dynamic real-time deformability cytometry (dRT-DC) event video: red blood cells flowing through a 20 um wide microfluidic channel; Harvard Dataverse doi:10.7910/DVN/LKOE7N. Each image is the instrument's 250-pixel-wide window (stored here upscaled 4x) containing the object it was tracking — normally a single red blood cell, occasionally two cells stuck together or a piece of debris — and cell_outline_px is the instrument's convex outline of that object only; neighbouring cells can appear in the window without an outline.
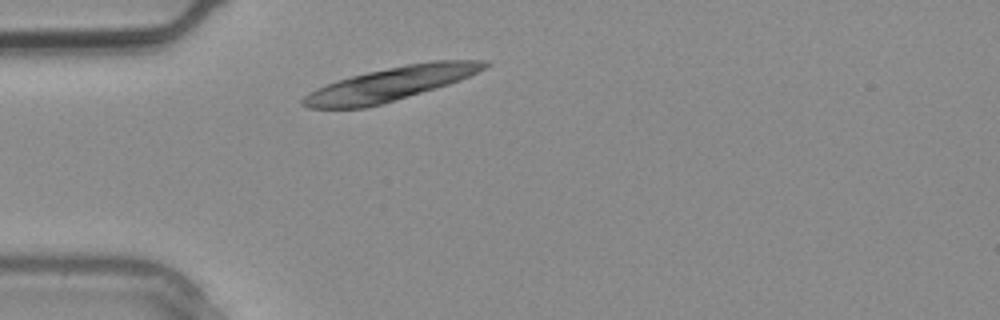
{"species": "common noctule bat (a hibernating species)", "species_latin": "Nyctalus noctula", "temperature_condition": "warm", "stored_images_in_passage": 1, "camera_frame_rate_fps": 3000, "um_per_image_px": 0.085, "animal": {"sex": "male", "body_mass_g": 20.4}, "frame": {"image": 1, "passage_image": 1, "time_ms": 0.0, "image_size_px": [1000, 320], "cell_outline_px": [[492, 64], [460, 80], [436, 88], [384, 104], [364, 108], [308, 108], [300, 104], [300, 100], [304, 96], [316, 88], [352, 76], [368, 72], [404, 64], [432, 60], [488, 60]], "centroid_in_image_um": [33.21, 7.13], "position_along_channel_um": 51.8, "area_um2": 35.43}}